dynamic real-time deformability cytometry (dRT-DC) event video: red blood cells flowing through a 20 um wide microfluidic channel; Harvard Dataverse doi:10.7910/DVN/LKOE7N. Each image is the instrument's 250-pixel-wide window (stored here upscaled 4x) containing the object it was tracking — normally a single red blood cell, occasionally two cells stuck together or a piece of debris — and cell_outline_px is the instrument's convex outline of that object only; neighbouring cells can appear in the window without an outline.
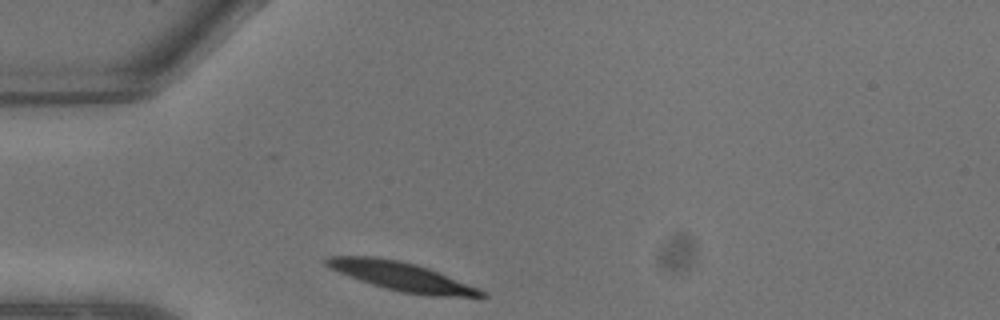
{"species": "common noctule bat (a hibernating species)", "species_latin": "Nyctalus noctula", "temperature_condition": "warm", "stored_images_in_passage": 3, "camera_frame_rate_fps": 3000, "um_per_image_px": 0.085, "animal": {"sex": "male", "body_mass_g": 13.3}, "frame": {"image": 1, "passage_image": 1, "time_ms": 0.0, "image_size_px": [1000, 320], "cell_outline_px": [[488, 296], [428, 296], [400, 292], [384, 288], [348, 276], [324, 264], [320, 260], [328, 256], [376, 256], [400, 260], [416, 264], [428, 268], [480, 288], [488, 292]], "centroid_in_image_um": [34.13, 23.49], "position_along_channel_um": 50.9, "area_um2": 26.07}}
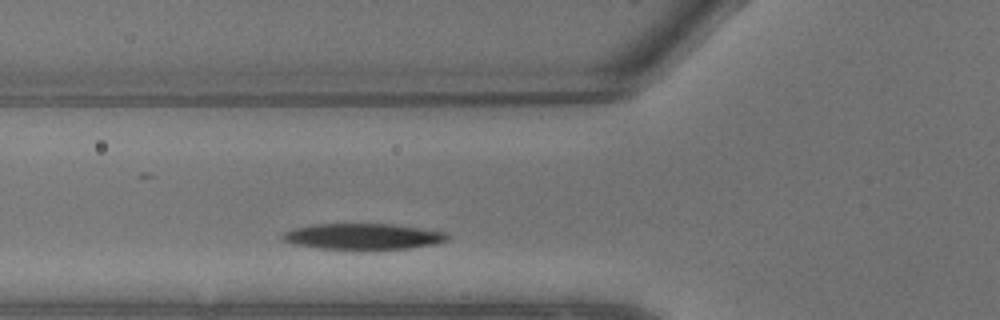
{"frame": {"image": 2, "passage_image": 3, "time_ms": 0.667, "image_size_px": [1000, 320], "cell_outline_px": [[452, 236], [448, 240], [436, 244], [408, 248], [320, 248], [292, 244], [280, 240], [280, 236], [284, 232], [292, 228], [312, 224], [396, 224], [448, 232]], "centroid_in_image_um": [30.87, 20.07], "position_along_channel_um": 94.9, "area_um2": 24.97}}